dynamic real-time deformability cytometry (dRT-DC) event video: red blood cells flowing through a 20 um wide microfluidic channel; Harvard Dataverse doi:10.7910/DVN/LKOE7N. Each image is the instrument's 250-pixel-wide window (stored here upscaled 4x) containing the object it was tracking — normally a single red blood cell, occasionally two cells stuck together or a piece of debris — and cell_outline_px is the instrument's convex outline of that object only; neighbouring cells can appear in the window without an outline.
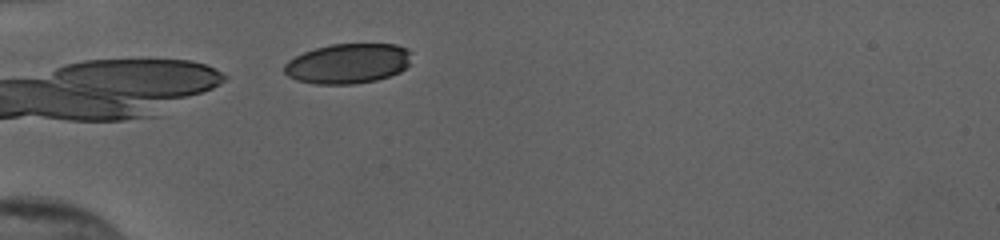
{"species": "human", "species_latin": "Homo sapiens", "temperature_condition": "cold", "stored_images_in_passage": 5, "camera_frame_rate_fps": 3000, "um_per_image_px": 0.085, "donor": {"sex": "female"}, "frame": {"image": 1, "passage_image": 1, "time_ms": 0.0, "image_size_px": [1000, 240], "cell_outline_px": [[412, 64], [400, 72], [376, 80], [352, 84], [316, 84], [296, 80], [288, 76], [284, 72], [284, 64], [288, 60], [304, 52], [316, 48], [332, 44], [396, 44], [412, 52]], "centroid_in_image_um": [29.61, 5.4], "position_along_channel_um": 55.4, "area_um2": 29.82}}